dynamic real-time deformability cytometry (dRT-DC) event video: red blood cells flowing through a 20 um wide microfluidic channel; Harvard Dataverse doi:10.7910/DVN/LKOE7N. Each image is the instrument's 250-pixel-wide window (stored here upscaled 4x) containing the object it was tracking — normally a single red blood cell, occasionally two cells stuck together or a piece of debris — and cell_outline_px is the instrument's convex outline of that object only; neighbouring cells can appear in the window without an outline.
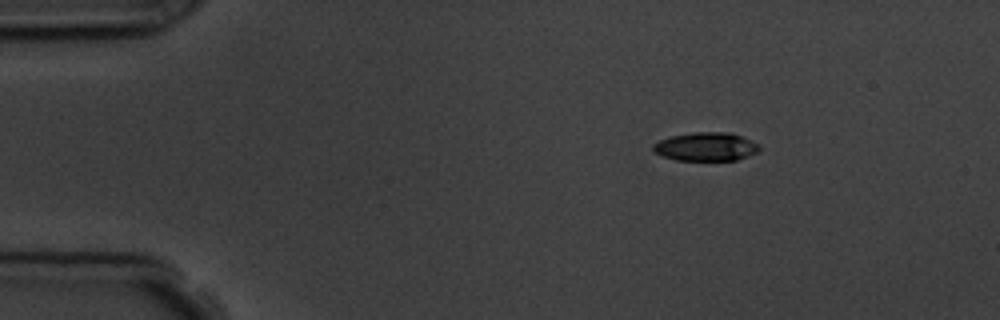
{"species": "common noctule bat (a hibernating species)", "species_latin": "Nyctalus noctula", "temperature_condition": "room temperature", "stored_images_in_passage": 3, "camera_frame_rate_fps": 3000, "um_per_image_px": 0.085, "animal": {"sex": "male", "body_mass_g": 19.5, "forearm_length_mm": 54.6}, "frame": {"image": 1, "passage_image": 1, "time_ms": 0.0, "image_size_px": [1000, 320], "cell_outline_px": [[760, 148], [756, 152], [748, 156], [736, 160], [676, 160], [664, 156], [656, 152], [652, 148], [652, 144], [668, 136], [692, 132], [732, 132], [756, 144]], "centroid_in_image_um": [59.96, 12.46], "position_along_channel_um": 25.0, "area_um2": 17.51}}